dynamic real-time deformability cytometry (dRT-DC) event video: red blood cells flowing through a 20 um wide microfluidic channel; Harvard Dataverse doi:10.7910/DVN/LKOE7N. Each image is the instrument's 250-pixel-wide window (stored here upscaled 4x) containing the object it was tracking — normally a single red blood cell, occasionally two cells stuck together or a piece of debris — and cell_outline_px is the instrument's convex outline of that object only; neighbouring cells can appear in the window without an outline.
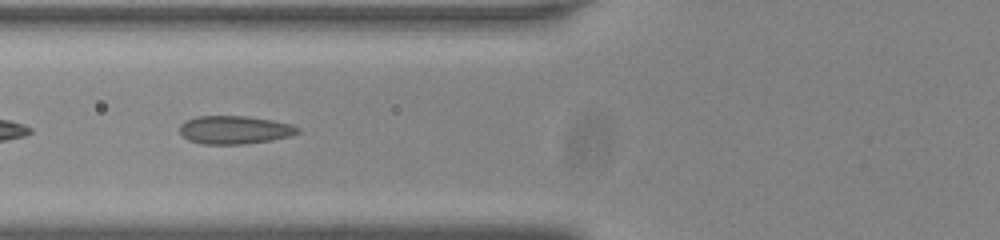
{"species": "common noctule bat (a hibernating species)", "species_latin": "Nyctalus noctula", "temperature_condition": "room temperature", "stored_images_in_passage": 55, "camera_frame_rate_fps": 3000, "um_per_image_px": 0.085, "animal": {"sex": "male", "body_mass_g": 20.0, "forearm_length_mm": 53.3}, "frame": {"image": 1, "passage_image": 23, "time_ms": 7.333, "image_size_px": [1000, 240], "cell_outline_px": [[300, 132], [288, 136], [272, 140], [244, 144], [204, 144], [188, 140], [180, 132], [180, 124], [184, 120], [196, 116], [248, 116], [272, 120], [292, 124], [300, 128]], "centroid_in_image_um": [19.93, 11.03], "position_along_channel_um": 105.9, "area_um2": 19.48}}
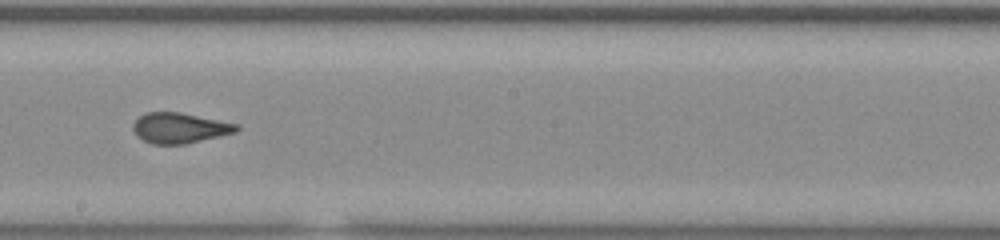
{"frame": {"image": 2, "passage_image": 33, "time_ms": 10.667, "image_size_px": [1000, 240], "cell_outline_px": [[240, 128], [236, 132], [188, 144], [152, 144], [136, 136], [132, 128], [132, 124], [144, 112], [180, 112], [240, 124]], "centroid_in_image_um": [15.28, 10.88], "position_along_channel_um": 232.9, "area_um2": 18.55}}
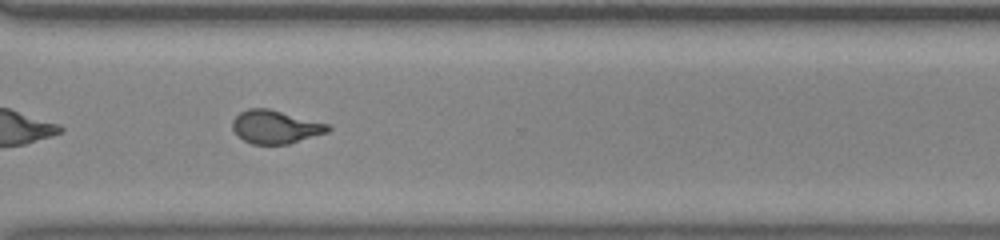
{"frame": {"image": 3, "passage_image": 42, "time_ms": 13.667, "image_size_px": [1000, 240], "cell_outline_px": [[332, 128], [328, 132], [288, 144], [252, 144], [244, 140], [232, 128], [232, 120], [240, 112], [248, 108], [268, 108], [328, 124]], "centroid_in_image_um": [23.4, 10.78], "position_along_channel_um": 347.2, "area_um2": 18.32}, "authors_computed_cell_mechanics": {"area_um2": 19.074, "velocity_mm_per_s": 3.8121, "shape_relaxation_time_tau1_ms": null, "shape_relaxation_time_tau2_ms": 0.6797, "deformation_change_tau1": null, "deformation_change_tau2": 0.0678}}